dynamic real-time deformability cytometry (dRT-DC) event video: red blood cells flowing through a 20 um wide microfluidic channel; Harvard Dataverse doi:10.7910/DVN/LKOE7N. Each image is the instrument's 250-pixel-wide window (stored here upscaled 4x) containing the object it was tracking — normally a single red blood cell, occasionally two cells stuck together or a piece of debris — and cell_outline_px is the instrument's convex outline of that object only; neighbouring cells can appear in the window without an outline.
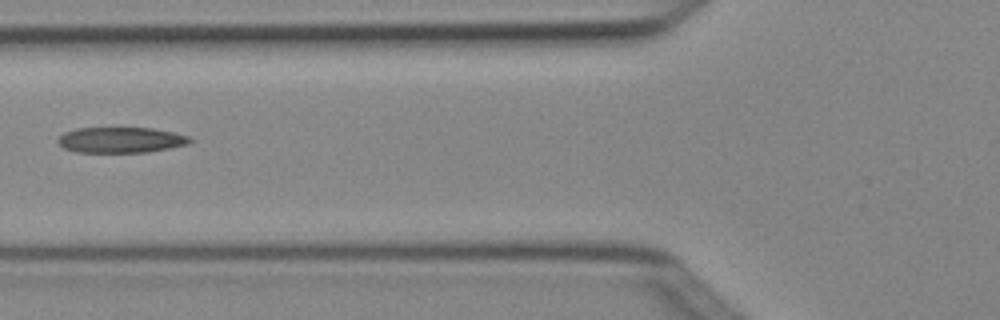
{"species": "Egyptian fruit bat (a non-hibernating species)", "species_latin": "Rousettus aegyptiacus", "temperature_condition": "cold", "stored_images_in_passage": 6, "camera_frame_rate_fps": 3000, "um_per_image_px": 0.085, "animal": {"sex": "female"}, "frame": {"image": 1, "passage_image": 5, "time_ms": 1.333, "image_size_px": [1000, 320], "cell_outline_px": [[192, 140], [188, 144], [172, 148], [148, 152], [76, 152], [64, 148], [56, 140], [64, 132], [76, 128], [152, 128], [172, 132], [188, 136]], "centroid_in_image_um": [10.27, 11.9], "position_along_channel_um": 115.5, "area_um2": 19.71}}
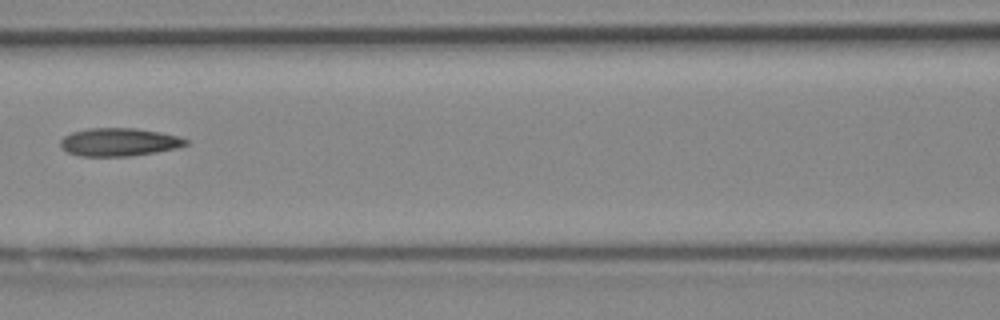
{"frame": {"image": 2, "passage_image": 6, "time_ms": 1.667, "image_size_px": [1000, 320], "cell_outline_px": [[188, 144], [176, 148], [156, 152], [132, 156], [80, 156], [68, 152], [60, 144], [60, 140], [64, 136], [72, 132], [88, 128], [136, 128], [160, 132], [180, 136], [188, 140]], "centroid_in_image_um": [10.14, 12.07], "position_along_channel_um": 156.5, "area_um2": 20.52}}